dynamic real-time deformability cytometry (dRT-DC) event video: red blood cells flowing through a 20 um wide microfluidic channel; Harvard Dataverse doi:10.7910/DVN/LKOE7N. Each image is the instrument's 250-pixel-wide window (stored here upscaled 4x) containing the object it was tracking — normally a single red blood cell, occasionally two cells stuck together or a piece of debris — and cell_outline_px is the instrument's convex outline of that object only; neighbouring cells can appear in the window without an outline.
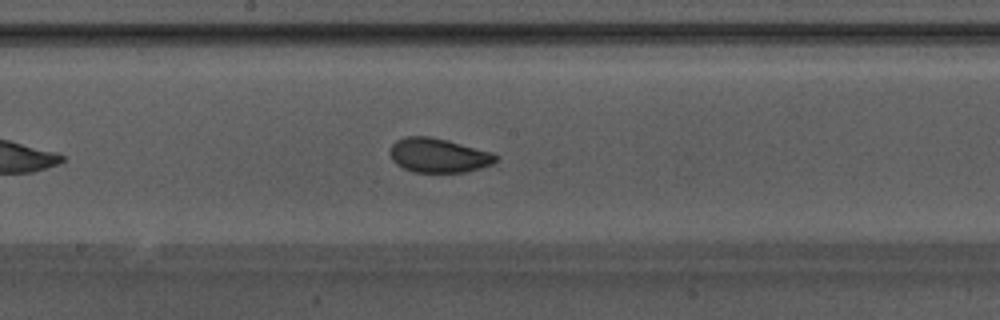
{"species": "Egyptian fruit bat (a non-hibernating species)", "species_latin": "Rousettus aegyptiacus", "temperature_condition": "warm", "stored_images_in_passage": 29, "camera_frame_rate_fps": 3000, "um_per_image_px": 0.085, "animal": {"sex": "male"}, "frame": {"image": 1, "passage_image": 17, "time_ms": 5.333, "image_size_px": [1000, 320], "cell_outline_px": [[496, 160], [492, 164], [480, 168], [464, 172], [412, 172], [396, 164], [392, 160], [388, 152], [392, 144], [396, 140], [404, 136], [428, 136], [448, 140], [492, 152], [496, 156]], "centroid_in_image_um": [37.22, 13.2], "position_along_channel_um": 211.0, "area_um2": 21.21}}
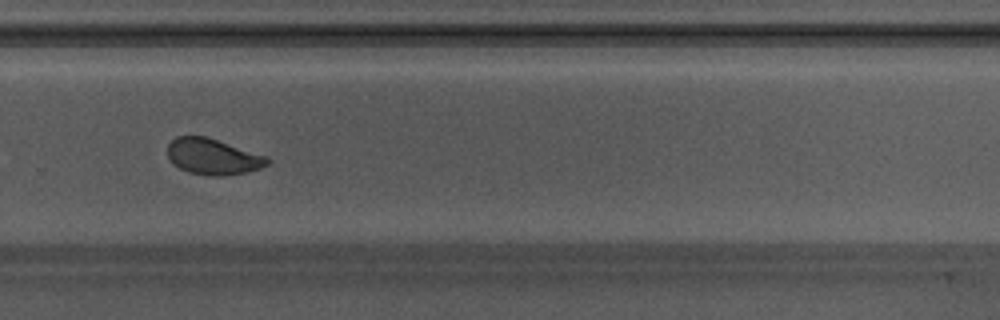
{"frame": {"image": 2, "passage_image": 25, "time_ms": 8.0, "image_size_px": [1000, 320], "cell_outline_px": [[268, 164], [260, 168], [248, 172], [224, 176], [212, 176], [188, 172], [172, 164], [168, 156], [168, 144], [176, 136], [204, 136], [268, 156]], "centroid_in_image_um": [18.09, 13.32], "position_along_channel_um": 311.7, "area_um2": 20.87}, "authors_computed_cell_mechanics": {"area_um2": 21.386, "velocity_mm_per_s": 3.7819, "shape_relaxation_time_tau1_ms": 5.3277, "shape_relaxation_time_tau2_ms": 1.3069, "deformation_change_tau1": 0.1106, "deformation_change_tau2": 0.0685}}